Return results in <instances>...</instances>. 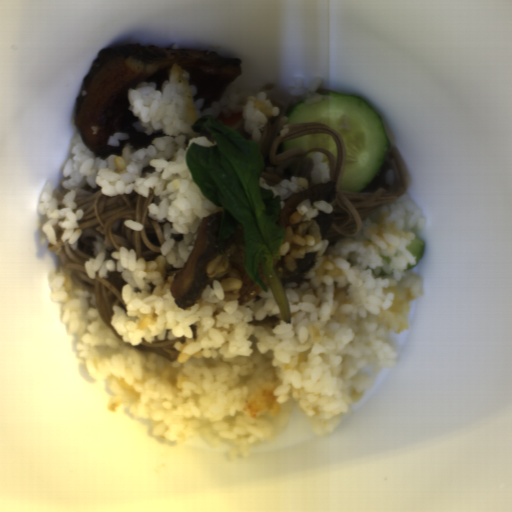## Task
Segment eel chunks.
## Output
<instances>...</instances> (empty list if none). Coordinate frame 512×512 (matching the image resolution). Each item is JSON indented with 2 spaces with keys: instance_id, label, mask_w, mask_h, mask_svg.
<instances>
[{
  "instance_id": "eel-chunks-1",
  "label": "eel chunks",
  "mask_w": 512,
  "mask_h": 512,
  "mask_svg": "<svg viewBox=\"0 0 512 512\" xmlns=\"http://www.w3.org/2000/svg\"><path fill=\"white\" fill-rule=\"evenodd\" d=\"M241 58H225L216 51L198 48H160L156 45L128 44L97 51L88 74L82 78L75 98L74 125L88 149L106 160L110 154L122 156L126 144L136 150L151 145L164 133L146 135L136 131L139 120L129 110L128 91L142 81L154 82L161 92L173 63L189 73L196 85L194 102L204 99L200 112L219 102L228 85L242 74Z\"/></svg>"
},
{
  "instance_id": "eel-chunks-2",
  "label": "eel chunks",
  "mask_w": 512,
  "mask_h": 512,
  "mask_svg": "<svg viewBox=\"0 0 512 512\" xmlns=\"http://www.w3.org/2000/svg\"><path fill=\"white\" fill-rule=\"evenodd\" d=\"M223 210L202 217L192 251L182 269L173 275L170 291L175 306L189 309L207 286L208 263L220 254L218 232Z\"/></svg>"
},
{
  "instance_id": "eel-chunks-3",
  "label": "eel chunks",
  "mask_w": 512,
  "mask_h": 512,
  "mask_svg": "<svg viewBox=\"0 0 512 512\" xmlns=\"http://www.w3.org/2000/svg\"><path fill=\"white\" fill-rule=\"evenodd\" d=\"M337 193L336 181L319 182L307 190H302L299 194H290L284 203L283 208H280L277 224L284 227H291L295 232L297 224L290 223V216L295 212L296 206L304 199H309L311 205L314 201H329L333 202Z\"/></svg>"
},
{
  "instance_id": "eel-chunks-4",
  "label": "eel chunks",
  "mask_w": 512,
  "mask_h": 512,
  "mask_svg": "<svg viewBox=\"0 0 512 512\" xmlns=\"http://www.w3.org/2000/svg\"><path fill=\"white\" fill-rule=\"evenodd\" d=\"M315 252L306 254L304 259H296L295 263L297 269L294 271H288L284 267L285 260L284 258L279 259L278 263L273 265V270L279 277L283 286L290 283L296 282L298 284V288L302 285L303 282L308 281L304 277H301L304 273L310 270V268L315 264L314 263Z\"/></svg>"
},
{
  "instance_id": "eel-chunks-5",
  "label": "eel chunks",
  "mask_w": 512,
  "mask_h": 512,
  "mask_svg": "<svg viewBox=\"0 0 512 512\" xmlns=\"http://www.w3.org/2000/svg\"><path fill=\"white\" fill-rule=\"evenodd\" d=\"M312 219L317 223V225L321 231V235L324 238L329 227L331 226V224L334 221V212L323 213L319 210L317 217L312 218Z\"/></svg>"
}]
</instances>
